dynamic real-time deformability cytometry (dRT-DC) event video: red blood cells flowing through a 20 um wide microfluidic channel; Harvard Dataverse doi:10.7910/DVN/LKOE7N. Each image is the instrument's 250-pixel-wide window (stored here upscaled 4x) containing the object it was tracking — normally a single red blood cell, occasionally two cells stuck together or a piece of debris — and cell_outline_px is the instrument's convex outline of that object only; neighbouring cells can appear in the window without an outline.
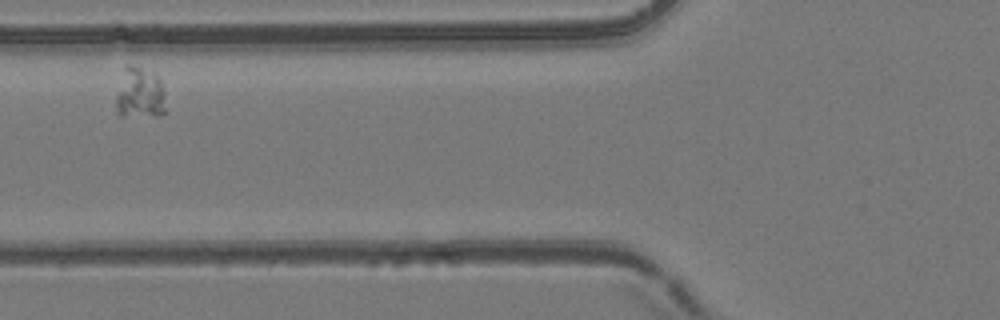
{"species": "common noctule bat (a hibernating species)", "species_latin": "Nyctalus noctula", "temperature_condition": "room temperature", "stored_images_in_passage": 8, "camera_frame_rate_fps": 3000, "um_per_image_px": 0.085, "animal": {"sex": "female", "body_mass_g": 24.6, "forearm_length_mm": 56.2}, "frame": {"image": 1, "passage_image": 3, "time_ms": 2.333, "image_size_px": [1000, 320], "cell_outline_px": [[168, 112], [160, 116], [120, 116], [116, 108], [116, 96], [124, 64], [128, 64], [152, 72], [160, 80], [164, 92]], "centroid_in_image_um": [11.91, 7.96], "position_along_channel_um": 113.9, "area_um2": 15.26}}
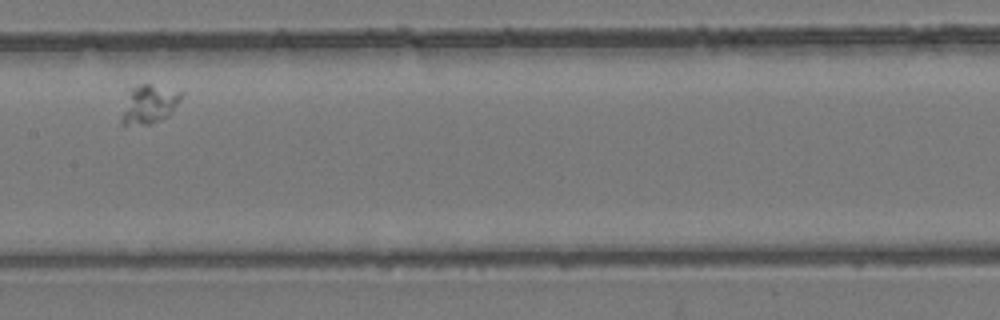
{"frame": {"image": 2, "passage_image": 5, "time_ms": 4.667, "image_size_px": [1000, 320], "cell_outline_px": [[184, 92], [180, 100], [172, 112], [168, 116], [160, 120], [148, 124], [120, 124], [120, 120], [128, 88], [140, 84], [152, 84]], "centroid_in_image_um": [12.65, 8.83], "position_along_channel_um": 194.7, "area_um2": 13.58}}
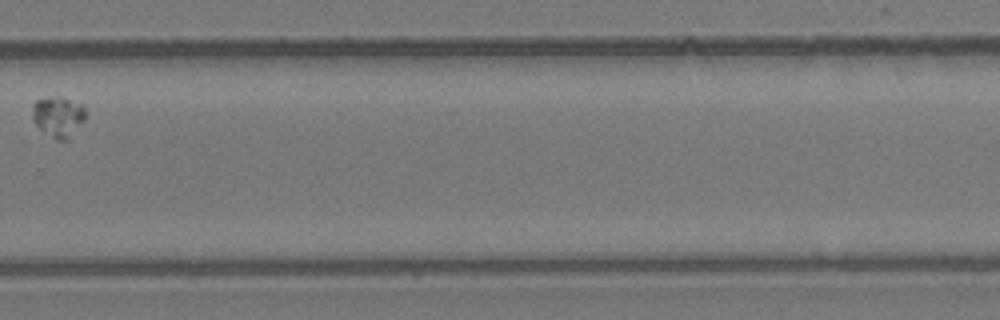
{"frame": {"image": 3, "passage_image": 8, "time_ms": 8.333, "image_size_px": [1000, 320], "cell_outline_px": [[84, 120], [68, 140], [56, 140], [40, 128], [36, 124], [32, 116], [32, 104], [36, 100], [56, 96], [60, 96], [80, 104], [84, 108]], "centroid_in_image_um": [4.93, 9.91], "position_along_channel_um": 324.9, "area_um2": 12.37}}